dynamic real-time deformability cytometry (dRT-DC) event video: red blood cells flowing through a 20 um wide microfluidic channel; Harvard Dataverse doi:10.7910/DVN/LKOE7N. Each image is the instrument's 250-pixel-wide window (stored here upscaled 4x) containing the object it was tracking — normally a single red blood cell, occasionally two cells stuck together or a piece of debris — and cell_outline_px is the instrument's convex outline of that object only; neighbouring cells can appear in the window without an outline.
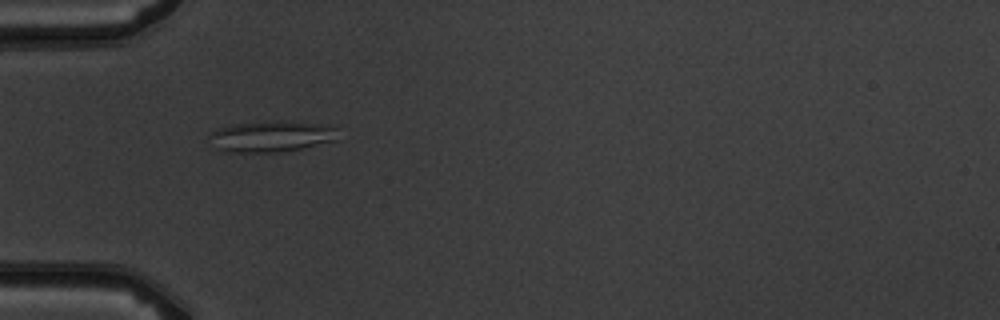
{"species": "common noctule bat (a hibernating species)", "species_latin": "Nyctalus noctula", "temperature_condition": "warm", "stored_images_in_passage": 7, "camera_frame_rate_fps": 3000, "um_per_image_px": 0.085, "animal": {"sex": "male", "body_mass_g": 19.5, "forearm_length_mm": 54.6}, "frame": {"image": 1, "passage_image": 5, "time_ms": 4.667, "image_size_px": [1000, 320], "cell_outline_px": [[336, 140], [304, 148], [284, 152], [224, 152], [212, 148], [208, 136], [208, 132], [232, 124], [324, 124], [336, 128]], "centroid_in_image_um": [22.95, 11.67], "position_along_channel_um": 62.0, "area_um2": 22.43}}
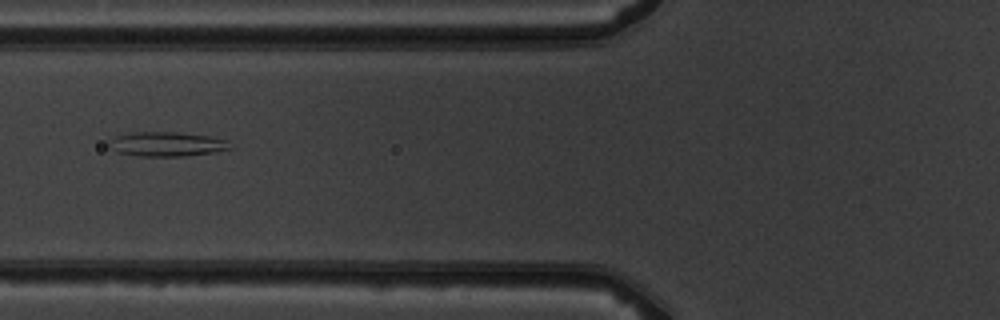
{"frame": {"image": 2, "passage_image": 6, "time_ms": 6.0, "image_size_px": [1000, 320], "cell_outline_px": [[236, 148], [216, 152], [184, 156], [140, 156], [116, 152], [108, 148], [108, 140], [116, 136], [132, 132], [176, 132], [208, 136], [228, 140]], "centroid_in_image_um": [14.2, 12.25], "position_along_channel_um": 111.6, "area_um2": 17.57}}